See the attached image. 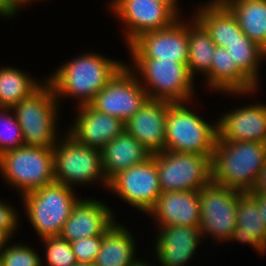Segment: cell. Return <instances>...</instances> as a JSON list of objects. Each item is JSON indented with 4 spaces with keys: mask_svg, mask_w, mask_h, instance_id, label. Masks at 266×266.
<instances>
[{
    "mask_svg": "<svg viewBox=\"0 0 266 266\" xmlns=\"http://www.w3.org/2000/svg\"><path fill=\"white\" fill-rule=\"evenodd\" d=\"M195 19L206 29L211 40L218 47L227 48L242 32L236 17L221 2L212 1L201 6Z\"/></svg>",
    "mask_w": 266,
    "mask_h": 266,
    "instance_id": "cell-24",
    "label": "cell"
},
{
    "mask_svg": "<svg viewBox=\"0 0 266 266\" xmlns=\"http://www.w3.org/2000/svg\"><path fill=\"white\" fill-rule=\"evenodd\" d=\"M15 10L7 3V0H0V15L1 17H13Z\"/></svg>",
    "mask_w": 266,
    "mask_h": 266,
    "instance_id": "cell-37",
    "label": "cell"
},
{
    "mask_svg": "<svg viewBox=\"0 0 266 266\" xmlns=\"http://www.w3.org/2000/svg\"><path fill=\"white\" fill-rule=\"evenodd\" d=\"M160 227H200L199 191H172L161 193L154 207L148 212Z\"/></svg>",
    "mask_w": 266,
    "mask_h": 266,
    "instance_id": "cell-19",
    "label": "cell"
},
{
    "mask_svg": "<svg viewBox=\"0 0 266 266\" xmlns=\"http://www.w3.org/2000/svg\"><path fill=\"white\" fill-rule=\"evenodd\" d=\"M160 228L155 244L160 264L162 266H184L194 256L201 241L200 227L172 225Z\"/></svg>",
    "mask_w": 266,
    "mask_h": 266,
    "instance_id": "cell-20",
    "label": "cell"
},
{
    "mask_svg": "<svg viewBox=\"0 0 266 266\" xmlns=\"http://www.w3.org/2000/svg\"><path fill=\"white\" fill-rule=\"evenodd\" d=\"M132 60L135 72L139 71L145 80L144 84L149 86L148 88L147 85L143 86L149 99L169 103H185L188 98L190 100L194 79L188 71L187 64L160 58Z\"/></svg>",
    "mask_w": 266,
    "mask_h": 266,
    "instance_id": "cell-8",
    "label": "cell"
},
{
    "mask_svg": "<svg viewBox=\"0 0 266 266\" xmlns=\"http://www.w3.org/2000/svg\"><path fill=\"white\" fill-rule=\"evenodd\" d=\"M169 102L148 99L125 123V131L133 136L150 153L164 151L166 117Z\"/></svg>",
    "mask_w": 266,
    "mask_h": 266,
    "instance_id": "cell-15",
    "label": "cell"
},
{
    "mask_svg": "<svg viewBox=\"0 0 266 266\" xmlns=\"http://www.w3.org/2000/svg\"><path fill=\"white\" fill-rule=\"evenodd\" d=\"M176 20L168 28L148 31L135 38L128 48L132 59H157L187 64L188 24Z\"/></svg>",
    "mask_w": 266,
    "mask_h": 266,
    "instance_id": "cell-13",
    "label": "cell"
},
{
    "mask_svg": "<svg viewBox=\"0 0 266 266\" xmlns=\"http://www.w3.org/2000/svg\"><path fill=\"white\" fill-rule=\"evenodd\" d=\"M32 0H7V3L16 11L18 12V10H20L21 6L23 7V5L27 3H29Z\"/></svg>",
    "mask_w": 266,
    "mask_h": 266,
    "instance_id": "cell-38",
    "label": "cell"
},
{
    "mask_svg": "<svg viewBox=\"0 0 266 266\" xmlns=\"http://www.w3.org/2000/svg\"><path fill=\"white\" fill-rule=\"evenodd\" d=\"M108 188L128 204L148 213L162 193L155 153L142 163L118 172L109 180Z\"/></svg>",
    "mask_w": 266,
    "mask_h": 266,
    "instance_id": "cell-12",
    "label": "cell"
},
{
    "mask_svg": "<svg viewBox=\"0 0 266 266\" xmlns=\"http://www.w3.org/2000/svg\"><path fill=\"white\" fill-rule=\"evenodd\" d=\"M114 213L99 200L81 198L73 206L60 237L72 242L86 237L103 236L115 223Z\"/></svg>",
    "mask_w": 266,
    "mask_h": 266,
    "instance_id": "cell-17",
    "label": "cell"
},
{
    "mask_svg": "<svg viewBox=\"0 0 266 266\" xmlns=\"http://www.w3.org/2000/svg\"><path fill=\"white\" fill-rule=\"evenodd\" d=\"M155 161L162 193L200 191L212 183V156L164 150Z\"/></svg>",
    "mask_w": 266,
    "mask_h": 266,
    "instance_id": "cell-7",
    "label": "cell"
},
{
    "mask_svg": "<svg viewBox=\"0 0 266 266\" xmlns=\"http://www.w3.org/2000/svg\"><path fill=\"white\" fill-rule=\"evenodd\" d=\"M55 182L73 187L101 180L108 188L102 167L101 150L77 143L70 135L53 147Z\"/></svg>",
    "mask_w": 266,
    "mask_h": 266,
    "instance_id": "cell-9",
    "label": "cell"
},
{
    "mask_svg": "<svg viewBox=\"0 0 266 266\" xmlns=\"http://www.w3.org/2000/svg\"><path fill=\"white\" fill-rule=\"evenodd\" d=\"M10 238L6 232L0 230V252L7 246L8 240L10 242Z\"/></svg>",
    "mask_w": 266,
    "mask_h": 266,
    "instance_id": "cell-40",
    "label": "cell"
},
{
    "mask_svg": "<svg viewBox=\"0 0 266 266\" xmlns=\"http://www.w3.org/2000/svg\"><path fill=\"white\" fill-rule=\"evenodd\" d=\"M265 162L266 144L217 139L212 156V183L251 192Z\"/></svg>",
    "mask_w": 266,
    "mask_h": 266,
    "instance_id": "cell-2",
    "label": "cell"
},
{
    "mask_svg": "<svg viewBox=\"0 0 266 266\" xmlns=\"http://www.w3.org/2000/svg\"><path fill=\"white\" fill-rule=\"evenodd\" d=\"M251 193L266 194V162Z\"/></svg>",
    "mask_w": 266,
    "mask_h": 266,
    "instance_id": "cell-35",
    "label": "cell"
},
{
    "mask_svg": "<svg viewBox=\"0 0 266 266\" xmlns=\"http://www.w3.org/2000/svg\"><path fill=\"white\" fill-rule=\"evenodd\" d=\"M236 228L230 241L247 243L259 253H266V225L261 217L259 204L251 192L238 195Z\"/></svg>",
    "mask_w": 266,
    "mask_h": 266,
    "instance_id": "cell-21",
    "label": "cell"
},
{
    "mask_svg": "<svg viewBox=\"0 0 266 266\" xmlns=\"http://www.w3.org/2000/svg\"><path fill=\"white\" fill-rule=\"evenodd\" d=\"M103 236L86 237L70 242L77 263H94L100 252Z\"/></svg>",
    "mask_w": 266,
    "mask_h": 266,
    "instance_id": "cell-33",
    "label": "cell"
},
{
    "mask_svg": "<svg viewBox=\"0 0 266 266\" xmlns=\"http://www.w3.org/2000/svg\"><path fill=\"white\" fill-rule=\"evenodd\" d=\"M156 1H159L168 6L178 16L179 11L177 10L178 9L177 0H156Z\"/></svg>",
    "mask_w": 266,
    "mask_h": 266,
    "instance_id": "cell-39",
    "label": "cell"
},
{
    "mask_svg": "<svg viewBox=\"0 0 266 266\" xmlns=\"http://www.w3.org/2000/svg\"><path fill=\"white\" fill-rule=\"evenodd\" d=\"M137 266H149V264L145 262H140Z\"/></svg>",
    "mask_w": 266,
    "mask_h": 266,
    "instance_id": "cell-42",
    "label": "cell"
},
{
    "mask_svg": "<svg viewBox=\"0 0 266 266\" xmlns=\"http://www.w3.org/2000/svg\"><path fill=\"white\" fill-rule=\"evenodd\" d=\"M259 204L261 217L266 225V194L252 193Z\"/></svg>",
    "mask_w": 266,
    "mask_h": 266,
    "instance_id": "cell-36",
    "label": "cell"
},
{
    "mask_svg": "<svg viewBox=\"0 0 266 266\" xmlns=\"http://www.w3.org/2000/svg\"><path fill=\"white\" fill-rule=\"evenodd\" d=\"M188 25V71L194 79L197 72L208 75L215 54L216 45L206 29L193 16Z\"/></svg>",
    "mask_w": 266,
    "mask_h": 266,
    "instance_id": "cell-27",
    "label": "cell"
},
{
    "mask_svg": "<svg viewBox=\"0 0 266 266\" xmlns=\"http://www.w3.org/2000/svg\"><path fill=\"white\" fill-rule=\"evenodd\" d=\"M78 109V117L67 134L81 145L101 150L125 130L124 122L117 117L101 113L90 105Z\"/></svg>",
    "mask_w": 266,
    "mask_h": 266,
    "instance_id": "cell-16",
    "label": "cell"
},
{
    "mask_svg": "<svg viewBox=\"0 0 266 266\" xmlns=\"http://www.w3.org/2000/svg\"><path fill=\"white\" fill-rule=\"evenodd\" d=\"M226 49L237 67L257 86L259 63L266 58V52L243 32Z\"/></svg>",
    "mask_w": 266,
    "mask_h": 266,
    "instance_id": "cell-29",
    "label": "cell"
},
{
    "mask_svg": "<svg viewBox=\"0 0 266 266\" xmlns=\"http://www.w3.org/2000/svg\"><path fill=\"white\" fill-rule=\"evenodd\" d=\"M18 222L14 208L0 201V230L6 232L11 237L17 228Z\"/></svg>",
    "mask_w": 266,
    "mask_h": 266,
    "instance_id": "cell-34",
    "label": "cell"
},
{
    "mask_svg": "<svg viewBox=\"0 0 266 266\" xmlns=\"http://www.w3.org/2000/svg\"><path fill=\"white\" fill-rule=\"evenodd\" d=\"M42 241L46 247L48 266H75L77 264L69 241L60 236L45 237Z\"/></svg>",
    "mask_w": 266,
    "mask_h": 266,
    "instance_id": "cell-31",
    "label": "cell"
},
{
    "mask_svg": "<svg viewBox=\"0 0 266 266\" xmlns=\"http://www.w3.org/2000/svg\"><path fill=\"white\" fill-rule=\"evenodd\" d=\"M58 100L52 85L45 81L30 96L13 107L27 146L53 148L57 136Z\"/></svg>",
    "mask_w": 266,
    "mask_h": 266,
    "instance_id": "cell-3",
    "label": "cell"
},
{
    "mask_svg": "<svg viewBox=\"0 0 266 266\" xmlns=\"http://www.w3.org/2000/svg\"><path fill=\"white\" fill-rule=\"evenodd\" d=\"M28 245L6 246L0 252L2 266H42L38 253Z\"/></svg>",
    "mask_w": 266,
    "mask_h": 266,
    "instance_id": "cell-32",
    "label": "cell"
},
{
    "mask_svg": "<svg viewBox=\"0 0 266 266\" xmlns=\"http://www.w3.org/2000/svg\"><path fill=\"white\" fill-rule=\"evenodd\" d=\"M110 7L126 23L127 45L139 35L168 28L179 19L168 6L156 0H112Z\"/></svg>",
    "mask_w": 266,
    "mask_h": 266,
    "instance_id": "cell-14",
    "label": "cell"
},
{
    "mask_svg": "<svg viewBox=\"0 0 266 266\" xmlns=\"http://www.w3.org/2000/svg\"><path fill=\"white\" fill-rule=\"evenodd\" d=\"M0 172L22 195L55 182L53 148L21 146L0 155Z\"/></svg>",
    "mask_w": 266,
    "mask_h": 266,
    "instance_id": "cell-4",
    "label": "cell"
},
{
    "mask_svg": "<svg viewBox=\"0 0 266 266\" xmlns=\"http://www.w3.org/2000/svg\"><path fill=\"white\" fill-rule=\"evenodd\" d=\"M241 191L210 183L199 191L200 230L219 241H229L237 226V203Z\"/></svg>",
    "mask_w": 266,
    "mask_h": 266,
    "instance_id": "cell-10",
    "label": "cell"
},
{
    "mask_svg": "<svg viewBox=\"0 0 266 266\" xmlns=\"http://www.w3.org/2000/svg\"><path fill=\"white\" fill-rule=\"evenodd\" d=\"M242 32L266 52V0H222Z\"/></svg>",
    "mask_w": 266,
    "mask_h": 266,
    "instance_id": "cell-26",
    "label": "cell"
},
{
    "mask_svg": "<svg viewBox=\"0 0 266 266\" xmlns=\"http://www.w3.org/2000/svg\"><path fill=\"white\" fill-rule=\"evenodd\" d=\"M208 124L183 103H169L166 117L165 151L213 156L217 123Z\"/></svg>",
    "mask_w": 266,
    "mask_h": 266,
    "instance_id": "cell-6",
    "label": "cell"
},
{
    "mask_svg": "<svg viewBox=\"0 0 266 266\" xmlns=\"http://www.w3.org/2000/svg\"><path fill=\"white\" fill-rule=\"evenodd\" d=\"M232 111L217 121L219 141H255L266 144L265 104H251Z\"/></svg>",
    "mask_w": 266,
    "mask_h": 266,
    "instance_id": "cell-18",
    "label": "cell"
},
{
    "mask_svg": "<svg viewBox=\"0 0 266 266\" xmlns=\"http://www.w3.org/2000/svg\"><path fill=\"white\" fill-rule=\"evenodd\" d=\"M126 64L115 77L103 87L89 104L97 111L117 117L124 123L149 99L143 82H138L134 69Z\"/></svg>",
    "mask_w": 266,
    "mask_h": 266,
    "instance_id": "cell-11",
    "label": "cell"
},
{
    "mask_svg": "<svg viewBox=\"0 0 266 266\" xmlns=\"http://www.w3.org/2000/svg\"><path fill=\"white\" fill-rule=\"evenodd\" d=\"M41 85L19 69L0 68V107L13 108Z\"/></svg>",
    "mask_w": 266,
    "mask_h": 266,
    "instance_id": "cell-28",
    "label": "cell"
},
{
    "mask_svg": "<svg viewBox=\"0 0 266 266\" xmlns=\"http://www.w3.org/2000/svg\"><path fill=\"white\" fill-rule=\"evenodd\" d=\"M75 266H95L93 263H77Z\"/></svg>",
    "mask_w": 266,
    "mask_h": 266,
    "instance_id": "cell-41",
    "label": "cell"
},
{
    "mask_svg": "<svg viewBox=\"0 0 266 266\" xmlns=\"http://www.w3.org/2000/svg\"><path fill=\"white\" fill-rule=\"evenodd\" d=\"M13 108L0 107V155L24 146L21 127ZM13 113L11 116L9 113Z\"/></svg>",
    "mask_w": 266,
    "mask_h": 266,
    "instance_id": "cell-30",
    "label": "cell"
},
{
    "mask_svg": "<svg viewBox=\"0 0 266 266\" xmlns=\"http://www.w3.org/2000/svg\"><path fill=\"white\" fill-rule=\"evenodd\" d=\"M210 88L223 93L251 94L257 86L237 67L226 48L216 46L210 73L206 77Z\"/></svg>",
    "mask_w": 266,
    "mask_h": 266,
    "instance_id": "cell-23",
    "label": "cell"
},
{
    "mask_svg": "<svg viewBox=\"0 0 266 266\" xmlns=\"http://www.w3.org/2000/svg\"><path fill=\"white\" fill-rule=\"evenodd\" d=\"M135 242L130 232L122 225L113 223L103 234L100 252L95 258V266H137Z\"/></svg>",
    "mask_w": 266,
    "mask_h": 266,
    "instance_id": "cell-25",
    "label": "cell"
},
{
    "mask_svg": "<svg viewBox=\"0 0 266 266\" xmlns=\"http://www.w3.org/2000/svg\"><path fill=\"white\" fill-rule=\"evenodd\" d=\"M24 208L41 239L60 236L64 223L79 200L71 187L54 182L23 195Z\"/></svg>",
    "mask_w": 266,
    "mask_h": 266,
    "instance_id": "cell-5",
    "label": "cell"
},
{
    "mask_svg": "<svg viewBox=\"0 0 266 266\" xmlns=\"http://www.w3.org/2000/svg\"><path fill=\"white\" fill-rule=\"evenodd\" d=\"M152 153L125 130L101 149L102 167L109 181L118 172L142 163Z\"/></svg>",
    "mask_w": 266,
    "mask_h": 266,
    "instance_id": "cell-22",
    "label": "cell"
},
{
    "mask_svg": "<svg viewBox=\"0 0 266 266\" xmlns=\"http://www.w3.org/2000/svg\"><path fill=\"white\" fill-rule=\"evenodd\" d=\"M125 66L124 63L110 60L102 55L90 52L82 54L60 66L47 81L52 85L57 100L60 97L73 96L78 107L89 105L95 95L105 87Z\"/></svg>",
    "mask_w": 266,
    "mask_h": 266,
    "instance_id": "cell-1",
    "label": "cell"
}]
</instances>
